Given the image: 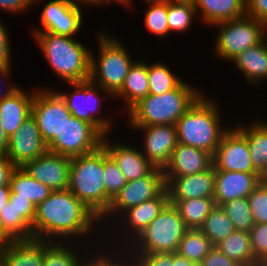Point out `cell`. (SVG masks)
<instances>
[{"label":"cell","instance_id":"cell-34","mask_svg":"<svg viewBox=\"0 0 267 266\" xmlns=\"http://www.w3.org/2000/svg\"><path fill=\"white\" fill-rule=\"evenodd\" d=\"M0 225L12 241L32 239V227L18 215L13 203L0 210Z\"/></svg>","mask_w":267,"mask_h":266},{"label":"cell","instance_id":"cell-14","mask_svg":"<svg viewBox=\"0 0 267 266\" xmlns=\"http://www.w3.org/2000/svg\"><path fill=\"white\" fill-rule=\"evenodd\" d=\"M47 151V144L42 139L36 120L30 115L9 138L6 157L16 167H23Z\"/></svg>","mask_w":267,"mask_h":266},{"label":"cell","instance_id":"cell-59","mask_svg":"<svg viewBox=\"0 0 267 266\" xmlns=\"http://www.w3.org/2000/svg\"><path fill=\"white\" fill-rule=\"evenodd\" d=\"M35 1H37V0H33V2H35ZM68 1L73 2V3H77L76 1H78V2H82V3H87L89 5H90V3H91V5L94 4V2L92 0H68Z\"/></svg>","mask_w":267,"mask_h":266},{"label":"cell","instance_id":"cell-49","mask_svg":"<svg viewBox=\"0 0 267 266\" xmlns=\"http://www.w3.org/2000/svg\"><path fill=\"white\" fill-rule=\"evenodd\" d=\"M33 3V0H0V9L20 12L27 10Z\"/></svg>","mask_w":267,"mask_h":266},{"label":"cell","instance_id":"cell-1","mask_svg":"<svg viewBox=\"0 0 267 266\" xmlns=\"http://www.w3.org/2000/svg\"><path fill=\"white\" fill-rule=\"evenodd\" d=\"M98 219L69 189L52 191L46 200L36 206L32 239H49L50 242L51 236L88 234L93 228L91 225Z\"/></svg>","mask_w":267,"mask_h":266},{"label":"cell","instance_id":"cell-20","mask_svg":"<svg viewBox=\"0 0 267 266\" xmlns=\"http://www.w3.org/2000/svg\"><path fill=\"white\" fill-rule=\"evenodd\" d=\"M212 166L211 153L178 143L163 172L164 177H181L208 170Z\"/></svg>","mask_w":267,"mask_h":266},{"label":"cell","instance_id":"cell-4","mask_svg":"<svg viewBox=\"0 0 267 266\" xmlns=\"http://www.w3.org/2000/svg\"><path fill=\"white\" fill-rule=\"evenodd\" d=\"M104 146L71 158L68 189L100 219L105 214Z\"/></svg>","mask_w":267,"mask_h":266},{"label":"cell","instance_id":"cell-36","mask_svg":"<svg viewBox=\"0 0 267 266\" xmlns=\"http://www.w3.org/2000/svg\"><path fill=\"white\" fill-rule=\"evenodd\" d=\"M104 183H105V213L111 201L124 188L126 180L117 163L104 147Z\"/></svg>","mask_w":267,"mask_h":266},{"label":"cell","instance_id":"cell-21","mask_svg":"<svg viewBox=\"0 0 267 266\" xmlns=\"http://www.w3.org/2000/svg\"><path fill=\"white\" fill-rule=\"evenodd\" d=\"M107 142L104 136L102 145L117 163L127 182L147 176L155 168L142 154V151L119 143L109 145Z\"/></svg>","mask_w":267,"mask_h":266},{"label":"cell","instance_id":"cell-37","mask_svg":"<svg viewBox=\"0 0 267 266\" xmlns=\"http://www.w3.org/2000/svg\"><path fill=\"white\" fill-rule=\"evenodd\" d=\"M182 81L163 63L148 65L149 94H163L175 89Z\"/></svg>","mask_w":267,"mask_h":266},{"label":"cell","instance_id":"cell-35","mask_svg":"<svg viewBox=\"0 0 267 266\" xmlns=\"http://www.w3.org/2000/svg\"><path fill=\"white\" fill-rule=\"evenodd\" d=\"M196 13L193 0H169L167 13L169 32L173 30L184 32L189 29Z\"/></svg>","mask_w":267,"mask_h":266},{"label":"cell","instance_id":"cell-38","mask_svg":"<svg viewBox=\"0 0 267 266\" xmlns=\"http://www.w3.org/2000/svg\"><path fill=\"white\" fill-rule=\"evenodd\" d=\"M234 228L249 232L255 224L249 207L248 198H238L221 205Z\"/></svg>","mask_w":267,"mask_h":266},{"label":"cell","instance_id":"cell-2","mask_svg":"<svg viewBox=\"0 0 267 266\" xmlns=\"http://www.w3.org/2000/svg\"><path fill=\"white\" fill-rule=\"evenodd\" d=\"M202 95L182 81L175 89L160 95L149 94L128 112L134 127L175 125L193 103Z\"/></svg>","mask_w":267,"mask_h":266},{"label":"cell","instance_id":"cell-50","mask_svg":"<svg viewBox=\"0 0 267 266\" xmlns=\"http://www.w3.org/2000/svg\"><path fill=\"white\" fill-rule=\"evenodd\" d=\"M173 266H201L199 263L189 261L184 256L178 254L177 252L173 253Z\"/></svg>","mask_w":267,"mask_h":266},{"label":"cell","instance_id":"cell-22","mask_svg":"<svg viewBox=\"0 0 267 266\" xmlns=\"http://www.w3.org/2000/svg\"><path fill=\"white\" fill-rule=\"evenodd\" d=\"M34 95L25 94L18 87L0 101V126L10 138L31 115Z\"/></svg>","mask_w":267,"mask_h":266},{"label":"cell","instance_id":"cell-48","mask_svg":"<svg viewBox=\"0 0 267 266\" xmlns=\"http://www.w3.org/2000/svg\"><path fill=\"white\" fill-rule=\"evenodd\" d=\"M16 166L6 157L0 156V186L10 185V178Z\"/></svg>","mask_w":267,"mask_h":266},{"label":"cell","instance_id":"cell-3","mask_svg":"<svg viewBox=\"0 0 267 266\" xmlns=\"http://www.w3.org/2000/svg\"><path fill=\"white\" fill-rule=\"evenodd\" d=\"M46 60L67 83L90 80L91 52L73 37L50 32L34 33Z\"/></svg>","mask_w":267,"mask_h":266},{"label":"cell","instance_id":"cell-18","mask_svg":"<svg viewBox=\"0 0 267 266\" xmlns=\"http://www.w3.org/2000/svg\"><path fill=\"white\" fill-rule=\"evenodd\" d=\"M169 200L214 198L215 168L181 177H165Z\"/></svg>","mask_w":267,"mask_h":266},{"label":"cell","instance_id":"cell-32","mask_svg":"<svg viewBox=\"0 0 267 266\" xmlns=\"http://www.w3.org/2000/svg\"><path fill=\"white\" fill-rule=\"evenodd\" d=\"M213 247L212 242L200 229H188L176 252L189 261L200 264Z\"/></svg>","mask_w":267,"mask_h":266},{"label":"cell","instance_id":"cell-10","mask_svg":"<svg viewBox=\"0 0 267 266\" xmlns=\"http://www.w3.org/2000/svg\"><path fill=\"white\" fill-rule=\"evenodd\" d=\"M31 115L47 145L59 136L66 120L72 116L65 101L55 90L35 92Z\"/></svg>","mask_w":267,"mask_h":266},{"label":"cell","instance_id":"cell-47","mask_svg":"<svg viewBox=\"0 0 267 266\" xmlns=\"http://www.w3.org/2000/svg\"><path fill=\"white\" fill-rule=\"evenodd\" d=\"M5 30L4 24L0 20V65L10 67L11 52L9 45L8 32Z\"/></svg>","mask_w":267,"mask_h":266},{"label":"cell","instance_id":"cell-60","mask_svg":"<svg viewBox=\"0 0 267 266\" xmlns=\"http://www.w3.org/2000/svg\"><path fill=\"white\" fill-rule=\"evenodd\" d=\"M166 1H169V0H146V2L148 4H150V3H162V2H166Z\"/></svg>","mask_w":267,"mask_h":266},{"label":"cell","instance_id":"cell-13","mask_svg":"<svg viewBox=\"0 0 267 266\" xmlns=\"http://www.w3.org/2000/svg\"><path fill=\"white\" fill-rule=\"evenodd\" d=\"M70 85L74 86L76 89L73 94L66 95V93H57L65 101L66 106L71 112L72 116L92 124L103 136L106 137L108 134L107 131H109V128H111L110 121L108 122V120L106 121L105 118H100V116L94 115L95 113L101 112V106L99 105L101 104V97L98 95V90L95 89L99 86H97V84L93 83L91 80L70 83ZM91 97L95 100L96 104L93 103L95 104L94 106L92 104L90 105V99H92Z\"/></svg>","mask_w":267,"mask_h":266},{"label":"cell","instance_id":"cell-61","mask_svg":"<svg viewBox=\"0 0 267 266\" xmlns=\"http://www.w3.org/2000/svg\"><path fill=\"white\" fill-rule=\"evenodd\" d=\"M0 266H5L4 263H3V260L1 258V254H0Z\"/></svg>","mask_w":267,"mask_h":266},{"label":"cell","instance_id":"cell-55","mask_svg":"<svg viewBox=\"0 0 267 266\" xmlns=\"http://www.w3.org/2000/svg\"><path fill=\"white\" fill-rule=\"evenodd\" d=\"M12 240L2 230L0 225V254L3 253L11 244Z\"/></svg>","mask_w":267,"mask_h":266},{"label":"cell","instance_id":"cell-43","mask_svg":"<svg viewBox=\"0 0 267 266\" xmlns=\"http://www.w3.org/2000/svg\"><path fill=\"white\" fill-rule=\"evenodd\" d=\"M138 257H137V256ZM139 266H173V253L136 254Z\"/></svg>","mask_w":267,"mask_h":266},{"label":"cell","instance_id":"cell-51","mask_svg":"<svg viewBox=\"0 0 267 266\" xmlns=\"http://www.w3.org/2000/svg\"><path fill=\"white\" fill-rule=\"evenodd\" d=\"M9 146V138L0 126V156H6Z\"/></svg>","mask_w":267,"mask_h":266},{"label":"cell","instance_id":"cell-11","mask_svg":"<svg viewBox=\"0 0 267 266\" xmlns=\"http://www.w3.org/2000/svg\"><path fill=\"white\" fill-rule=\"evenodd\" d=\"M215 171L258 173L252 163L246 136L238 129H226L213 155Z\"/></svg>","mask_w":267,"mask_h":266},{"label":"cell","instance_id":"cell-46","mask_svg":"<svg viewBox=\"0 0 267 266\" xmlns=\"http://www.w3.org/2000/svg\"><path fill=\"white\" fill-rule=\"evenodd\" d=\"M201 266H240L237 262L229 259L215 246L200 263Z\"/></svg>","mask_w":267,"mask_h":266},{"label":"cell","instance_id":"cell-53","mask_svg":"<svg viewBox=\"0 0 267 266\" xmlns=\"http://www.w3.org/2000/svg\"><path fill=\"white\" fill-rule=\"evenodd\" d=\"M10 73V67L8 66H1L0 65V75L1 77L4 76L5 79L6 77L9 76ZM17 87H11V88H7L8 90L6 92L0 93V101L5 98L6 96H9Z\"/></svg>","mask_w":267,"mask_h":266},{"label":"cell","instance_id":"cell-30","mask_svg":"<svg viewBox=\"0 0 267 266\" xmlns=\"http://www.w3.org/2000/svg\"><path fill=\"white\" fill-rule=\"evenodd\" d=\"M169 203L178 209L188 229H200L206 217L216 205L213 198L169 200Z\"/></svg>","mask_w":267,"mask_h":266},{"label":"cell","instance_id":"cell-5","mask_svg":"<svg viewBox=\"0 0 267 266\" xmlns=\"http://www.w3.org/2000/svg\"><path fill=\"white\" fill-rule=\"evenodd\" d=\"M201 95L176 122L178 143L214 155L226 132L221 129L217 106Z\"/></svg>","mask_w":267,"mask_h":266},{"label":"cell","instance_id":"cell-52","mask_svg":"<svg viewBox=\"0 0 267 266\" xmlns=\"http://www.w3.org/2000/svg\"><path fill=\"white\" fill-rule=\"evenodd\" d=\"M10 192V185L0 186V210L8 203Z\"/></svg>","mask_w":267,"mask_h":266},{"label":"cell","instance_id":"cell-9","mask_svg":"<svg viewBox=\"0 0 267 266\" xmlns=\"http://www.w3.org/2000/svg\"><path fill=\"white\" fill-rule=\"evenodd\" d=\"M103 135L90 123L71 116L66 120L59 136L48 145L49 152L66 157L91 153L102 145Z\"/></svg>","mask_w":267,"mask_h":266},{"label":"cell","instance_id":"cell-19","mask_svg":"<svg viewBox=\"0 0 267 266\" xmlns=\"http://www.w3.org/2000/svg\"><path fill=\"white\" fill-rule=\"evenodd\" d=\"M259 173L215 171L214 201L221 206L238 198H248L259 185Z\"/></svg>","mask_w":267,"mask_h":266},{"label":"cell","instance_id":"cell-27","mask_svg":"<svg viewBox=\"0 0 267 266\" xmlns=\"http://www.w3.org/2000/svg\"><path fill=\"white\" fill-rule=\"evenodd\" d=\"M10 196L28 199L35 206L46 200L51 189L45 184L32 178L23 167H16L10 178Z\"/></svg>","mask_w":267,"mask_h":266},{"label":"cell","instance_id":"cell-56","mask_svg":"<svg viewBox=\"0 0 267 266\" xmlns=\"http://www.w3.org/2000/svg\"><path fill=\"white\" fill-rule=\"evenodd\" d=\"M103 256V257H102ZM97 256V259L95 258L92 261H86L85 263L82 262L81 266H104V255Z\"/></svg>","mask_w":267,"mask_h":266},{"label":"cell","instance_id":"cell-7","mask_svg":"<svg viewBox=\"0 0 267 266\" xmlns=\"http://www.w3.org/2000/svg\"><path fill=\"white\" fill-rule=\"evenodd\" d=\"M188 228L178 209L168 203L157 217L136 237L135 254L174 253ZM139 249V250H138Z\"/></svg>","mask_w":267,"mask_h":266},{"label":"cell","instance_id":"cell-40","mask_svg":"<svg viewBox=\"0 0 267 266\" xmlns=\"http://www.w3.org/2000/svg\"><path fill=\"white\" fill-rule=\"evenodd\" d=\"M168 1L162 3H150L145 15L147 29L155 35L165 36L169 33L168 26Z\"/></svg>","mask_w":267,"mask_h":266},{"label":"cell","instance_id":"cell-24","mask_svg":"<svg viewBox=\"0 0 267 266\" xmlns=\"http://www.w3.org/2000/svg\"><path fill=\"white\" fill-rule=\"evenodd\" d=\"M204 22L217 24L246 15V0H193Z\"/></svg>","mask_w":267,"mask_h":266},{"label":"cell","instance_id":"cell-58","mask_svg":"<svg viewBox=\"0 0 267 266\" xmlns=\"http://www.w3.org/2000/svg\"><path fill=\"white\" fill-rule=\"evenodd\" d=\"M92 1L94 2V5L99 4V3L101 4L102 2L103 3L108 2V1L110 2V0H92ZM112 1L120 2L121 4H124L125 6L129 5V3H131L130 0H111V2Z\"/></svg>","mask_w":267,"mask_h":266},{"label":"cell","instance_id":"cell-23","mask_svg":"<svg viewBox=\"0 0 267 266\" xmlns=\"http://www.w3.org/2000/svg\"><path fill=\"white\" fill-rule=\"evenodd\" d=\"M44 252V240H18L11 242L1 258L5 266H42Z\"/></svg>","mask_w":267,"mask_h":266},{"label":"cell","instance_id":"cell-39","mask_svg":"<svg viewBox=\"0 0 267 266\" xmlns=\"http://www.w3.org/2000/svg\"><path fill=\"white\" fill-rule=\"evenodd\" d=\"M45 241V252L42 266H81L77 255L63 243Z\"/></svg>","mask_w":267,"mask_h":266},{"label":"cell","instance_id":"cell-54","mask_svg":"<svg viewBox=\"0 0 267 266\" xmlns=\"http://www.w3.org/2000/svg\"><path fill=\"white\" fill-rule=\"evenodd\" d=\"M110 258V256L109 257H107V255H105L104 256V266H139L138 265V263H137V261L132 257V258H130L131 260L133 259L134 261V263H132V261H130L129 263L127 262L126 263V261H123V262H125L124 264L122 263H120L121 261H119V262H117V261H115V260H113V258L111 259H109ZM127 264H129V265H127Z\"/></svg>","mask_w":267,"mask_h":266},{"label":"cell","instance_id":"cell-25","mask_svg":"<svg viewBox=\"0 0 267 266\" xmlns=\"http://www.w3.org/2000/svg\"><path fill=\"white\" fill-rule=\"evenodd\" d=\"M168 203L169 194L165 188L156 198L144 201L126 210L124 214H126L125 218L127 217V224L129 223L128 225L131 227L129 230L136 237L140 235Z\"/></svg>","mask_w":267,"mask_h":266},{"label":"cell","instance_id":"cell-12","mask_svg":"<svg viewBox=\"0 0 267 266\" xmlns=\"http://www.w3.org/2000/svg\"><path fill=\"white\" fill-rule=\"evenodd\" d=\"M166 188L163 169L155 167L147 176L126 182L124 188L111 201L107 212L118 213L156 198Z\"/></svg>","mask_w":267,"mask_h":266},{"label":"cell","instance_id":"cell-28","mask_svg":"<svg viewBox=\"0 0 267 266\" xmlns=\"http://www.w3.org/2000/svg\"><path fill=\"white\" fill-rule=\"evenodd\" d=\"M215 247L240 266H260L252 251L249 232L235 230Z\"/></svg>","mask_w":267,"mask_h":266},{"label":"cell","instance_id":"cell-45","mask_svg":"<svg viewBox=\"0 0 267 266\" xmlns=\"http://www.w3.org/2000/svg\"><path fill=\"white\" fill-rule=\"evenodd\" d=\"M246 15L267 26V0H246Z\"/></svg>","mask_w":267,"mask_h":266},{"label":"cell","instance_id":"cell-16","mask_svg":"<svg viewBox=\"0 0 267 266\" xmlns=\"http://www.w3.org/2000/svg\"><path fill=\"white\" fill-rule=\"evenodd\" d=\"M43 28L32 32H50L71 37L77 33L82 24V14L78 3L68 0L49 1L41 14Z\"/></svg>","mask_w":267,"mask_h":266},{"label":"cell","instance_id":"cell-31","mask_svg":"<svg viewBox=\"0 0 267 266\" xmlns=\"http://www.w3.org/2000/svg\"><path fill=\"white\" fill-rule=\"evenodd\" d=\"M263 123L256 122L249 128L238 127L247 138L253 167L258 173L267 164V123Z\"/></svg>","mask_w":267,"mask_h":266},{"label":"cell","instance_id":"cell-42","mask_svg":"<svg viewBox=\"0 0 267 266\" xmlns=\"http://www.w3.org/2000/svg\"><path fill=\"white\" fill-rule=\"evenodd\" d=\"M255 224L267 223V186L259 184L248 197Z\"/></svg>","mask_w":267,"mask_h":266},{"label":"cell","instance_id":"cell-44","mask_svg":"<svg viewBox=\"0 0 267 266\" xmlns=\"http://www.w3.org/2000/svg\"><path fill=\"white\" fill-rule=\"evenodd\" d=\"M8 203H13L18 215H20L31 227L33 226L36 206L31 201L22 197H9Z\"/></svg>","mask_w":267,"mask_h":266},{"label":"cell","instance_id":"cell-29","mask_svg":"<svg viewBox=\"0 0 267 266\" xmlns=\"http://www.w3.org/2000/svg\"><path fill=\"white\" fill-rule=\"evenodd\" d=\"M251 83L267 78V40L243 51L233 60Z\"/></svg>","mask_w":267,"mask_h":266},{"label":"cell","instance_id":"cell-41","mask_svg":"<svg viewBox=\"0 0 267 266\" xmlns=\"http://www.w3.org/2000/svg\"><path fill=\"white\" fill-rule=\"evenodd\" d=\"M254 256L260 266H267V223L254 224L249 231Z\"/></svg>","mask_w":267,"mask_h":266},{"label":"cell","instance_id":"cell-8","mask_svg":"<svg viewBox=\"0 0 267 266\" xmlns=\"http://www.w3.org/2000/svg\"><path fill=\"white\" fill-rule=\"evenodd\" d=\"M214 25L220 26L215 42L216 54L229 61L266 38L267 26L248 15Z\"/></svg>","mask_w":267,"mask_h":266},{"label":"cell","instance_id":"cell-15","mask_svg":"<svg viewBox=\"0 0 267 266\" xmlns=\"http://www.w3.org/2000/svg\"><path fill=\"white\" fill-rule=\"evenodd\" d=\"M71 158L47 151L27 162L23 169L51 191L68 190Z\"/></svg>","mask_w":267,"mask_h":266},{"label":"cell","instance_id":"cell-57","mask_svg":"<svg viewBox=\"0 0 267 266\" xmlns=\"http://www.w3.org/2000/svg\"><path fill=\"white\" fill-rule=\"evenodd\" d=\"M258 176H259V184L267 186V164L264 166V168L261 170Z\"/></svg>","mask_w":267,"mask_h":266},{"label":"cell","instance_id":"cell-33","mask_svg":"<svg viewBox=\"0 0 267 266\" xmlns=\"http://www.w3.org/2000/svg\"><path fill=\"white\" fill-rule=\"evenodd\" d=\"M200 230L215 246L220 241L226 239L236 229L222 207L215 205L206 217Z\"/></svg>","mask_w":267,"mask_h":266},{"label":"cell","instance_id":"cell-26","mask_svg":"<svg viewBox=\"0 0 267 266\" xmlns=\"http://www.w3.org/2000/svg\"><path fill=\"white\" fill-rule=\"evenodd\" d=\"M149 95L148 63L135 61L121 89L114 95L127 101L129 111L140 100Z\"/></svg>","mask_w":267,"mask_h":266},{"label":"cell","instance_id":"cell-17","mask_svg":"<svg viewBox=\"0 0 267 266\" xmlns=\"http://www.w3.org/2000/svg\"><path fill=\"white\" fill-rule=\"evenodd\" d=\"M145 131V152L142 154L157 168L164 169L177 147L175 125H151L135 127Z\"/></svg>","mask_w":267,"mask_h":266},{"label":"cell","instance_id":"cell-6","mask_svg":"<svg viewBox=\"0 0 267 266\" xmlns=\"http://www.w3.org/2000/svg\"><path fill=\"white\" fill-rule=\"evenodd\" d=\"M99 39L100 58L96 62L91 54L90 80L102 91L105 90L104 92L114 96L123 86L135 62H132L127 50L120 41H117V38L113 39L101 34Z\"/></svg>","mask_w":267,"mask_h":266}]
</instances>
